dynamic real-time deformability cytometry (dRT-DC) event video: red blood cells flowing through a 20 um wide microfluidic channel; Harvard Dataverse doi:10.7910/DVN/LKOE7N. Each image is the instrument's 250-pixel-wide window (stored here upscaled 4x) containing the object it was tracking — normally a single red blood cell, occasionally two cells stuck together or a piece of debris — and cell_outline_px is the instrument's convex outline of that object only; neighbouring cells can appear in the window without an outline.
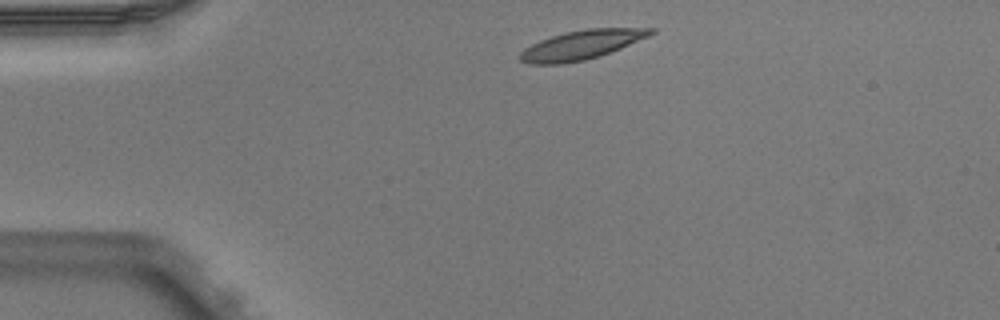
{"species": "Egyptian fruit bat (a non-hibernating species)", "species_latin": "Rousettus aegyptiacus", "temperature_condition": "warm", "stored_images_in_passage": 2, "camera_frame_rate_fps": 3000, "um_per_image_px": 0.085, "animal": {"sex": "male"}, "frame": {"image": 1, "passage_image": 1, "time_ms": 0.0, "image_size_px": [1000, 320], "cell_outline_px": [[656, 32], [648, 36], [620, 48], [600, 56], [584, 60], [560, 64], [528, 64], [520, 60], [520, 52], [524, 48], [540, 40], [564, 32], [588, 28], [656, 28]], "centroid_in_image_um": [49.41, 3.81], "position_along_channel_um": 35.6, "area_um2": 22.08}}